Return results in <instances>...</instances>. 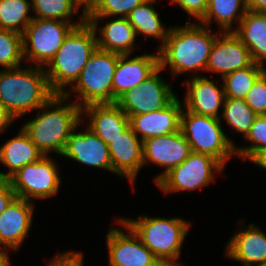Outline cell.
Wrapping results in <instances>:
<instances>
[{
	"instance_id": "1",
	"label": "cell",
	"mask_w": 266,
	"mask_h": 266,
	"mask_svg": "<svg viewBox=\"0 0 266 266\" xmlns=\"http://www.w3.org/2000/svg\"><path fill=\"white\" fill-rule=\"evenodd\" d=\"M69 92L66 90L63 95L55 94L40 108L43 109L42 113L37 112L34 119L21 127L44 156H47L49 151L62 155L71 133L84 121L82 108L75 101L65 103L72 96Z\"/></svg>"
},
{
	"instance_id": "2",
	"label": "cell",
	"mask_w": 266,
	"mask_h": 266,
	"mask_svg": "<svg viewBox=\"0 0 266 266\" xmlns=\"http://www.w3.org/2000/svg\"><path fill=\"white\" fill-rule=\"evenodd\" d=\"M211 32L208 26L188 21L184 26L170 27L164 44L158 49L160 68L169 65L172 75L206 71L211 48L221 33Z\"/></svg>"
},
{
	"instance_id": "3",
	"label": "cell",
	"mask_w": 266,
	"mask_h": 266,
	"mask_svg": "<svg viewBox=\"0 0 266 266\" xmlns=\"http://www.w3.org/2000/svg\"><path fill=\"white\" fill-rule=\"evenodd\" d=\"M55 93L51 90L43 67L2 69L0 102L16 118L39 110Z\"/></svg>"
},
{
	"instance_id": "4",
	"label": "cell",
	"mask_w": 266,
	"mask_h": 266,
	"mask_svg": "<svg viewBox=\"0 0 266 266\" xmlns=\"http://www.w3.org/2000/svg\"><path fill=\"white\" fill-rule=\"evenodd\" d=\"M97 48L96 31L89 22L75 27L44 68L51 90L63 95L65 87L75 83Z\"/></svg>"
},
{
	"instance_id": "5",
	"label": "cell",
	"mask_w": 266,
	"mask_h": 266,
	"mask_svg": "<svg viewBox=\"0 0 266 266\" xmlns=\"http://www.w3.org/2000/svg\"><path fill=\"white\" fill-rule=\"evenodd\" d=\"M121 220L133 230L161 263L177 262L191 225L188 221L176 217L168 219L139 215L138 220L128 218Z\"/></svg>"
},
{
	"instance_id": "6",
	"label": "cell",
	"mask_w": 266,
	"mask_h": 266,
	"mask_svg": "<svg viewBox=\"0 0 266 266\" xmlns=\"http://www.w3.org/2000/svg\"><path fill=\"white\" fill-rule=\"evenodd\" d=\"M119 56L97 48L88 59L72 86L79 94L75 103L80 108L89 104L112 103V83Z\"/></svg>"
},
{
	"instance_id": "7",
	"label": "cell",
	"mask_w": 266,
	"mask_h": 266,
	"mask_svg": "<svg viewBox=\"0 0 266 266\" xmlns=\"http://www.w3.org/2000/svg\"><path fill=\"white\" fill-rule=\"evenodd\" d=\"M221 120L182 110L180 130L190 144L192 152L207 154L217 159L224 167L236 155L233 141L224 133Z\"/></svg>"
},
{
	"instance_id": "8",
	"label": "cell",
	"mask_w": 266,
	"mask_h": 266,
	"mask_svg": "<svg viewBox=\"0 0 266 266\" xmlns=\"http://www.w3.org/2000/svg\"><path fill=\"white\" fill-rule=\"evenodd\" d=\"M78 21V23H71L33 18L22 34L24 58H27L35 66L45 68L54 58L69 33L87 21L85 12L82 13Z\"/></svg>"
},
{
	"instance_id": "9",
	"label": "cell",
	"mask_w": 266,
	"mask_h": 266,
	"mask_svg": "<svg viewBox=\"0 0 266 266\" xmlns=\"http://www.w3.org/2000/svg\"><path fill=\"white\" fill-rule=\"evenodd\" d=\"M224 166L214 157L191 152L180 165L170 169L156 185L164 192L193 191L215 182V171L222 172Z\"/></svg>"
},
{
	"instance_id": "10",
	"label": "cell",
	"mask_w": 266,
	"mask_h": 266,
	"mask_svg": "<svg viewBox=\"0 0 266 266\" xmlns=\"http://www.w3.org/2000/svg\"><path fill=\"white\" fill-rule=\"evenodd\" d=\"M60 181L56 163L49 156L23 166L9 178L16 197L30 202L57 195Z\"/></svg>"
},
{
	"instance_id": "11",
	"label": "cell",
	"mask_w": 266,
	"mask_h": 266,
	"mask_svg": "<svg viewBox=\"0 0 266 266\" xmlns=\"http://www.w3.org/2000/svg\"><path fill=\"white\" fill-rule=\"evenodd\" d=\"M160 66L139 86L127 90L116 104L129 117L163 109L176 97L173 89L162 78Z\"/></svg>"
},
{
	"instance_id": "12",
	"label": "cell",
	"mask_w": 266,
	"mask_h": 266,
	"mask_svg": "<svg viewBox=\"0 0 266 266\" xmlns=\"http://www.w3.org/2000/svg\"><path fill=\"white\" fill-rule=\"evenodd\" d=\"M127 229L111 228L106 236L109 266H161L160 260L142 243L140 238L120 218ZM130 234V235H129Z\"/></svg>"
},
{
	"instance_id": "13",
	"label": "cell",
	"mask_w": 266,
	"mask_h": 266,
	"mask_svg": "<svg viewBox=\"0 0 266 266\" xmlns=\"http://www.w3.org/2000/svg\"><path fill=\"white\" fill-rule=\"evenodd\" d=\"M190 144L180 131L143 141V166L153 163L164 171L154 178L156 183L170 169L180 165L191 153Z\"/></svg>"
},
{
	"instance_id": "14",
	"label": "cell",
	"mask_w": 266,
	"mask_h": 266,
	"mask_svg": "<svg viewBox=\"0 0 266 266\" xmlns=\"http://www.w3.org/2000/svg\"><path fill=\"white\" fill-rule=\"evenodd\" d=\"M221 35V36H220ZM253 63L249 49L232 32L218 34L211 48L206 71L216 72L221 78Z\"/></svg>"
},
{
	"instance_id": "15",
	"label": "cell",
	"mask_w": 266,
	"mask_h": 266,
	"mask_svg": "<svg viewBox=\"0 0 266 266\" xmlns=\"http://www.w3.org/2000/svg\"><path fill=\"white\" fill-rule=\"evenodd\" d=\"M112 173L125 177L134 184L143 167V141L129 125L119 136L108 144Z\"/></svg>"
},
{
	"instance_id": "16",
	"label": "cell",
	"mask_w": 266,
	"mask_h": 266,
	"mask_svg": "<svg viewBox=\"0 0 266 266\" xmlns=\"http://www.w3.org/2000/svg\"><path fill=\"white\" fill-rule=\"evenodd\" d=\"M130 58V59H129ZM159 67V54L120 55L112 83V103L127 90L139 86Z\"/></svg>"
},
{
	"instance_id": "17",
	"label": "cell",
	"mask_w": 266,
	"mask_h": 266,
	"mask_svg": "<svg viewBox=\"0 0 266 266\" xmlns=\"http://www.w3.org/2000/svg\"><path fill=\"white\" fill-rule=\"evenodd\" d=\"M20 197H15L0 214V244L17 251L32 225L34 205Z\"/></svg>"
},
{
	"instance_id": "18",
	"label": "cell",
	"mask_w": 266,
	"mask_h": 266,
	"mask_svg": "<svg viewBox=\"0 0 266 266\" xmlns=\"http://www.w3.org/2000/svg\"><path fill=\"white\" fill-rule=\"evenodd\" d=\"M182 105L176 97L163 109L129 116V125L142 141L180 131Z\"/></svg>"
},
{
	"instance_id": "19",
	"label": "cell",
	"mask_w": 266,
	"mask_h": 266,
	"mask_svg": "<svg viewBox=\"0 0 266 266\" xmlns=\"http://www.w3.org/2000/svg\"><path fill=\"white\" fill-rule=\"evenodd\" d=\"M62 156L112 172L108 145L88 127L84 132L71 133Z\"/></svg>"
},
{
	"instance_id": "20",
	"label": "cell",
	"mask_w": 266,
	"mask_h": 266,
	"mask_svg": "<svg viewBox=\"0 0 266 266\" xmlns=\"http://www.w3.org/2000/svg\"><path fill=\"white\" fill-rule=\"evenodd\" d=\"M182 83L183 85L186 83L187 86V94L183 103L186 110L196 115L221 119L218 112L219 108L224 106L226 99L222 87L220 89L215 81L205 76L194 74L192 79Z\"/></svg>"
},
{
	"instance_id": "21",
	"label": "cell",
	"mask_w": 266,
	"mask_h": 266,
	"mask_svg": "<svg viewBox=\"0 0 266 266\" xmlns=\"http://www.w3.org/2000/svg\"><path fill=\"white\" fill-rule=\"evenodd\" d=\"M83 112L90 117L87 127L107 145L129 126V117L116 103L89 104Z\"/></svg>"
},
{
	"instance_id": "22",
	"label": "cell",
	"mask_w": 266,
	"mask_h": 266,
	"mask_svg": "<svg viewBox=\"0 0 266 266\" xmlns=\"http://www.w3.org/2000/svg\"><path fill=\"white\" fill-rule=\"evenodd\" d=\"M228 258L243 266H254L266 260V233L254 224L239 230L226 245Z\"/></svg>"
},
{
	"instance_id": "23",
	"label": "cell",
	"mask_w": 266,
	"mask_h": 266,
	"mask_svg": "<svg viewBox=\"0 0 266 266\" xmlns=\"http://www.w3.org/2000/svg\"><path fill=\"white\" fill-rule=\"evenodd\" d=\"M232 32L249 49L252 61L265 66L266 13L247 10Z\"/></svg>"
},
{
	"instance_id": "24",
	"label": "cell",
	"mask_w": 266,
	"mask_h": 266,
	"mask_svg": "<svg viewBox=\"0 0 266 266\" xmlns=\"http://www.w3.org/2000/svg\"><path fill=\"white\" fill-rule=\"evenodd\" d=\"M94 30H99L97 37L98 49L117 53L120 55L131 54L134 49L136 33L134 27L126 17H118L106 24L101 29L98 25H92Z\"/></svg>"
},
{
	"instance_id": "25",
	"label": "cell",
	"mask_w": 266,
	"mask_h": 266,
	"mask_svg": "<svg viewBox=\"0 0 266 266\" xmlns=\"http://www.w3.org/2000/svg\"><path fill=\"white\" fill-rule=\"evenodd\" d=\"M20 130L19 135L0 147V162L9 167L4 173L8 179L23 166L35 163L44 156L23 129Z\"/></svg>"
},
{
	"instance_id": "26",
	"label": "cell",
	"mask_w": 266,
	"mask_h": 266,
	"mask_svg": "<svg viewBox=\"0 0 266 266\" xmlns=\"http://www.w3.org/2000/svg\"><path fill=\"white\" fill-rule=\"evenodd\" d=\"M156 2L157 0H145L136 6L126 18L134 27L136 36L143 34L144 36L155 37L161 42L160 48L165 42L169 28L167 30L163 28L161 20L159 19V14L153 7V4Z\"/></svg>"
},
{
	"instance_id": "27",
	"label": "cell",
	"mask_w": 266,
	"mask_h": 266,
	"mask_svg": "<svg viewBox=\"0 0 266 266\" xmlns=\"http://www.w3.org/2000/svg\"><path fill=\"white\" fill-rule=\"evenodd\" d=\"M247 10L246 0H208L207 12L200 22L209 27L214 18L222 32L233 31L232 23L236 20L239 25Z\"/></svg>"
},
{
	"instance_id": "28",
	"label": "cell",
	"mask_w": 266,
	"mask_h": 266,
	"mask_svg": "<svg viewBox=\"0 0 266 266\" xmlns=\"http://www.w3.org/2000/svg\"><path fill=\"white\" fill-rule=\"evenodd\" d=\"M266 66L253 62L250 66L235 70L222 77L226 98L245 99L256 79L266 70Z\"/></svg>"
},
{
	"instance_id": "29",
	"label": "cell",
	"mask_w": 266,
	"mask_h": 266,
	"mask_svg": "<svg viewBox=\"0 0 266 266\" xmlns=\"http://www.w3.org/2000/svg\"><path fill=\"white\" fill-rule=\"evenodd\" d=\"M31 1L0 0V28L23 34L33 16L28 15Z\"/></svg>"
},
{
	"instance_id": "30",
	"label": "cell",
	"mask_w": 266,
	"mask_h": 266,
	"mask_svg": "<svg viewBox=\"0 0 266 266\" xmlns=\"http://www.w3.org/2000/svg\"><path fill=\"white\" fill-rule=\"evenodd\" d=\"M221 115L234 131L243 133L244 137L247 136L255 118L258 116L244 99L234 98L225 99Z\"/></svg>"
},
{
	"instance_id": "31",
	"label": "cell",
	"mask_w": 266,
	"mask_h": 266,
	"mask_svg": "<svg viewBox=\"0 0 266 266\" xmlns=\"http://www.w3.org/2000/svg\"><path fill=\"white\" fill-rule=\"evenodd\" d=\"M80 6L76 0H31V9L37 19H52L70 22V17L78 13Z\"/></svg>"
},
{
	"instance_id": "32",
	"label": "cell",
	"mask_w": 266,
	"mask_h": 266,
	"mask_svg": "<svg viewBox=\"0 0 266 266\" xmlns=\"http://www.w3.org/2000/svg\"><path fill=\"white\" fill-rule=\"evenodd\" d=\"M23 59L22 34L0 28V65L4 69L17 68Z\"/></svg>"
},
{
	"instance_id": "33",
	"label": "cell",
	"mask_w": 266,
	"mask_h": 266,
	"mask_svg": "<svg viewBox=\"0 0 266 266\" xmlns=\"http://www.w3.org/2000/svg\"><path fill=\"white\" fill-rule=\"evenodd\" d=\"M145 0H99L86 14L87 22L98 25L99 19L110 16L126 17L136 6Z\"/></svg>"
},
{
	"instance_id": "34",
	"label": "cell",
	"mask_w": 266,
	"mask_h": 266,
	"mask_svg": "<svg viewBox=\"0 0 266 266\" xmlns=\"http://www.w3.org/2000/svg\"><path fill=\"white\" fill-rule=\"evenodd\" d=\"M245 138L253 144L242 148L235 147V152L238 157L252 162L261 152L266 150V115H258L255 118Z\"/></svg>"
},
{
	"instance_id": "35",
	"label": "cell",
	"mask_w": 266,
	"mask_h": 266,
	"mask_svg": "<svg viewBox=\"0 0 266 266\" xmlns=\"http://www.w3.org/2000/svg\"><path fill=\"white\" fill-rule=\"evenodd\" d=\"M244 100L257 115H266V70L256 79Z\"/></svg>"
},
{
	"instance_id": "36",
	"label": "cell",
	"mask_w": 266,
	"mask_h": 266,
	"mask_svg": "<svg viewBox=\"0 0 266 266\" xmlns=\"http://www.w3.org/2000/svg\"><path fill=\"white\" fill-rule=\"evenodd\" d=\"M170 2L176 3L190 15V18L193 16L199 22L207 12L208 0H170Z\"/></svg>"
},
{
	"instance_id": "37",
	"label": "cell",
	"mask_w": 266,
	"mask_h": 266,
	"mask_svg": "<svg viewBox=\"0 0 266 266\" xmlns=\"http://www.w3.org/2000/svg\"><path fill=\"white\" fill-rule=\"evenodd\" d=\"M83 257L82 252H64L50 260L49 266H84Z\"/></svg>"
},
{
	"instance_id": "38",
	"label": "cell",
	"mask_w": 266,
	"mask_h": 266,
	"mask_svg": "<svg viewBox=\"0 0 266 266\" xmlns=\"http://www.w3.org/2000/svg\"><path fill=\"white\" fill-rule=\"evenodd\" d=\"M16 194L11 187L9 180L0 188V214L5 211Z\"/></svg>"
},
{
	"instance_id": "39",
	"label": "cell",
	"mask_w": 266,
	"mask_h": 266,
	"mask_svg": "<svg viewBox=\"0 0 266 266\" xmlns=\"http://www.w3.org/2000/svg\"><path fill=\"white\" fill-rule=\"evenodd\" d=\"M14 117L7 111L5 106L0 102V133L14 122Z\"/></svg>"
},
{
	"instance_id": "40",
	"label": "cell",
	"mask_w": 266,
	"mask_h": 266,
	"mask_svg": "<svg viewBox=\"0 0 266 266\" xmlns=\"http://www.w3.org/2000/svg\"><path fill=\"white\" fill-rule=\"evenodd\" d=\"M246 3L248 10L266 13V0H246Z\"/></svg>"
},
{
	"instance_id": "41",
	"label": "cell",
	"mask_w": 266,
	"mask_h": 266,
	"mask_svg": "<svg viewBox=\"0 0 266 266\" xmlns=\"http://www.w3.org/2000/svg\"><path fill=\"white\" fill-rule=\"evenodd\" d=\"M98 1L99 0H76L79 6H84L82 7V12H85L86 14L95 6Z\"/></svg>"
},
{
	"instance_id": "42",
	"label": "cell",
	"mask_w": 266,
	"mask_h": 266,
	"mask_svg": "<svg viewBox=\"0 0 266 266\" xmlns=\"http://www.w3.org/2000/svg\"><path fill=\"white\" fill-rule=\"evenodd\" d=\"M252 162L266 170V150L261 152Z\"/></svg>"
},
{
	"instance_id": "43",
	"label": "cell",
	"mask_w": 266,
	"mask_h": 266,
	"mask_svg": "<svg viewBox=\"0 0 266 266\" xmlns=\"http://www.w3.org/2000/svg\"><path fill=\"white\" fill-rule=\"evenodd\" d=\"M0 266H12L8 255H0Z\"/></svg>"
},
{
	"instance_id": "44",
	"label": "cell",
	"mask_w": 266,
	"mask_h": 266,
	"mask_svg": "<svg viewBox=\"0 0 266 266\" xmlns=\"http://www.w3.org/2000/svg\"><path fill=\"white\" fill-rule=\"evenodd\" d=\"M9 179L4 175V173L0 172V188L8 181Z\"/></svg>"
},
{
	"instance_id": "45",
	"label": "cell",
	"mask_w": 266,
	"mask_h": 266,
	"mask_svg": "<svg viewBox=\"0 0 266 266\" xmlns=\"http://www.w3.org/2000/svg\"><path fill=\"white\" fill-rule=\"evenodd\" d=\"M161 266H181L178 261L176 262H164Z\"/></svg>"
},
{
	"instance_id": "46",
	"label": "cell",
	"mask_w": 266,
	"mask_h": 266,
	"mask_svg": "<svg viewBox=\"0 0 266 266\" xmlns=\"http://www.w3.org/2000/svg\"><path fill=\"white\" fill-rule=\"evenodd\" d=\"M0 247H1V245H0ZM0 255H9V254L4 249L0 248Z\"/></svg>"
},
{
	"instance_id": "47",
	"label": "cell",
	"mask_w": 266,
	"mask_h": 266,
	"mask_svg": "<svg viewBox=\"0 0 266 266\" xmlns=\"http://www.w3.org/2000/svg\"><path fill=\"white\" fill-rule=\"evenodd\" d=\"M254 266H266V260L264 262H262V263H259L257 265H254Z\"/></svg>"
}]
</instances>
